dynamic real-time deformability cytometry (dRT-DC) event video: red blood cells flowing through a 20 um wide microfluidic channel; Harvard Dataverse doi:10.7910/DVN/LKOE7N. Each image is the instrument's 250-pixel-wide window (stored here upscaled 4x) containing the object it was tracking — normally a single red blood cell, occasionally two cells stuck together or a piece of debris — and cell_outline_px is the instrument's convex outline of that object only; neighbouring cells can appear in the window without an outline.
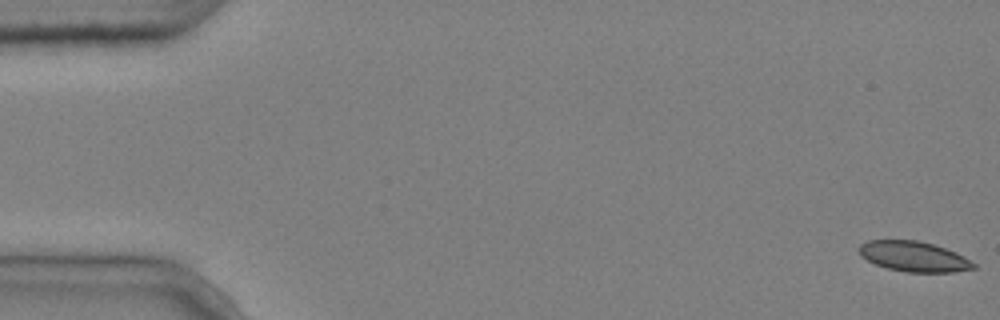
{"species": "common noctule bat (a hibernating species)", "species_latin": "Nyctalus noctula", "temperature_condition": "cold", "stored_images_in_passage": 9, "camera_frame_rate_fps": 3000, "um_per_image_px": 0.085, "animal": {"sex": "male", "body_mass_g": 20.4}, "frame": {"image": 1, "passage_image": 1, "time_ms": 0.0, "image_size_px": [1000, 320], "cell_outline_px": [[976, 268], [956, 272], [908, 272], [888, 268], [876, 264], [860, 256], [856, 248], [860, 244], [868, 240], [916, 240], [932, 244], [956, 252], [964, 256], [976, 264]], "centroid_in_image_um": [77.66, 21.8], "position_along_channel_um": 7.3, "area_um2": 20.23}}
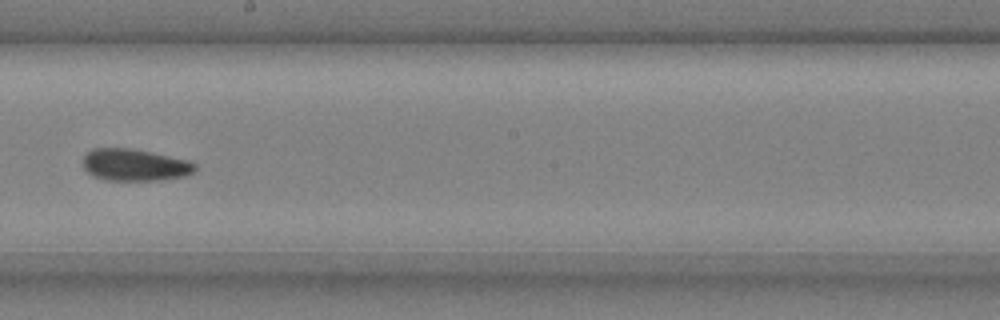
{"frame": {"image": 2, "passage_image": 9, "time_ms": 2.667, "image_size_px": [1000, 320], "cell_outline_px": [[196, 172], [188, 176], [160, 180], [104, 180], [92, 176], [84, 168], [84, 156], [92, 148], [128, 148], [188, 160], [196, 164]], "centroid_in_image_um": [11.47, 14.03], "position_along_channel_um": 236.7, "area_um2": 20.87}}